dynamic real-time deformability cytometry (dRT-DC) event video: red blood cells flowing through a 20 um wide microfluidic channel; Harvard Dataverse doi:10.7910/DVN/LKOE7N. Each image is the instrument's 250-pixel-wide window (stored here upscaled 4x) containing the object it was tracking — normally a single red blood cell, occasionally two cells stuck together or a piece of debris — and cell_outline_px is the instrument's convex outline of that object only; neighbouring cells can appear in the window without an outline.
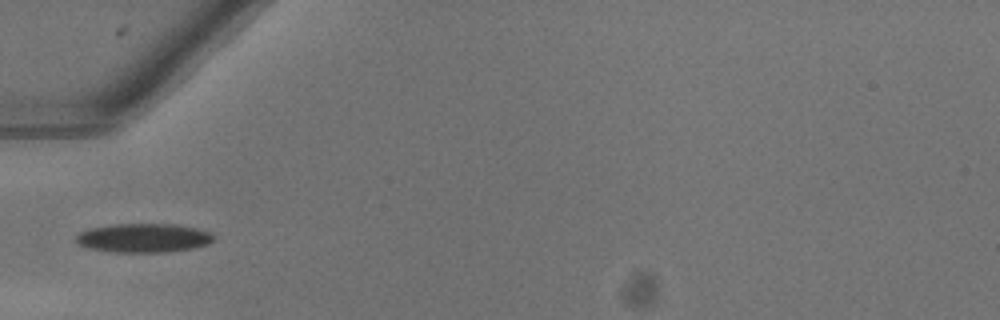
{"species": "common noctule bat (a hibernating species)", "species_latin": "Nyctalus noctula", "temperature_condition": "warm", "stored_images_in_passage": 34, "camera_frame_rate_fps": 3000, "um_per_image_px": 0.085, "animal": {"sex": "female"}, "frame": {"image": 1, "passage_image": 1, "time_ms": 0.0, "image_size_px": [1000, 320], "cell_outline_px": [[212, 240], [208, 244], [192, 248], [164, 252], [112, 252], [88, 248], [76, 244], [72, 240], [80, 232], [92, 228], [112, 224], [172, 224], [196, 228], [208, 232], [212, 236]], "centroid_in_image_um": [12.11, 20.23], "position_along_channel_um": 72.9, "area_um2": 23.12}}
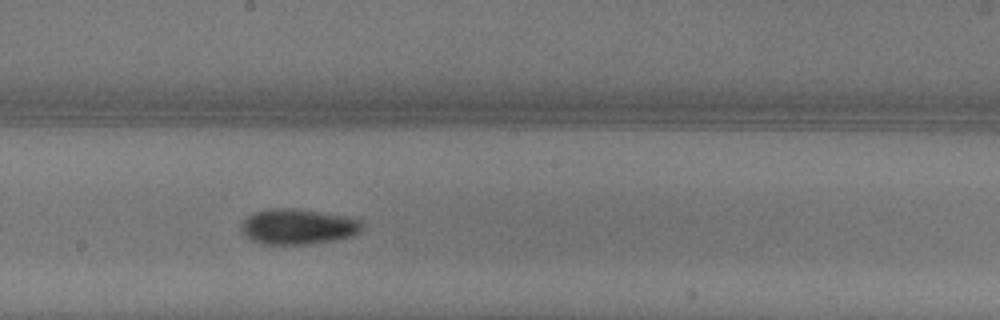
{"frame": {"image": 2, "passage_image": 12, "time_ms": 3.667, "image_size_px": [1000, 320], "cell_outline_px": [[364, 228], [360, 232], [352, 236], [340, 240], [308, 244], [260, 244], [244, 236], [240, 228], [240, 224], [248, 216], [256, 212], [268, 208], [292, 208], [352, 216], [360, 220], [364, 224]], "centroid_in_image_um": [25.37, 19.26], "position_along_channel_um": 222.8, "area_um2": 25.55}}
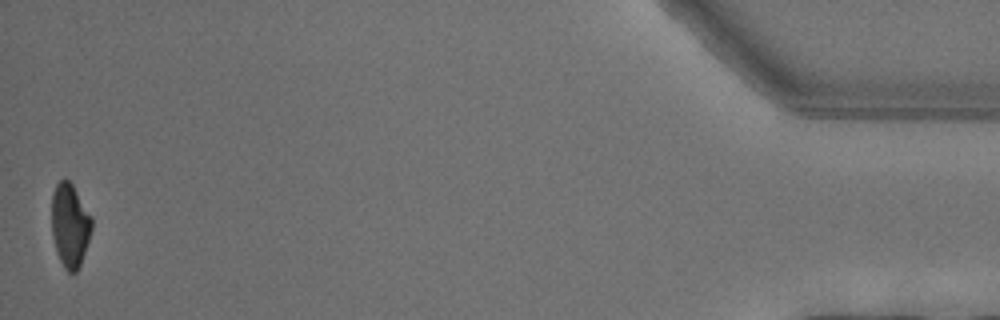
{"frame": {"image": 3, "passage_image": 34, "time_ms": 11.0, "image_size_px": [1000, 320], "cell_outline_px": [[92, 228], [80, 264], [76, 272], [68, 272], [64, 268], [60, 260], [52, 236], [52, 192], [56, 184], [64, 176], [72, 184], [92, 216]], "centroid_in_image_um": [5.94, 19.1], "position_along_channel_um": 429.3, "area_um2": 19.42}, "authors_computed_cell_mechanics": {"area_um2": 22.4553, "velocity_mm_per_s": 4.0722, "shape_relaxation_time_tau1_ms": 4.3816, "shape_relaxation_time_tau2_ms": null, "deformation_change_tau1": 0.1474, "deformation_change_tau2": null}}